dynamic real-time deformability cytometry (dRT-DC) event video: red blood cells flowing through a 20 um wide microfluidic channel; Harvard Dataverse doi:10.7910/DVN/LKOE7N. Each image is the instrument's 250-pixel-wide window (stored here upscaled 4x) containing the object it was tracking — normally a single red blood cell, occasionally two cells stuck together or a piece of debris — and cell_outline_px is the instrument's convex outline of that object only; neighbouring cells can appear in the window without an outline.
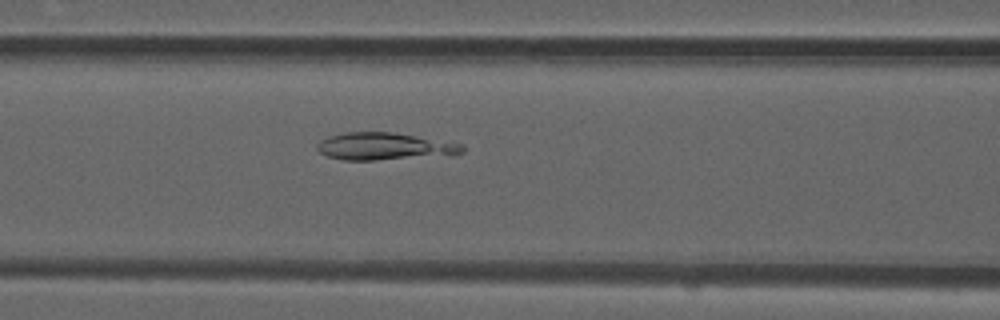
{"species": "common noctule bat (a hibernating species)", "species_latin": "Nyctalus noctula", "temperature_condition": "room temperature", "stored_images_in_passage": 54, "camera_frame_rate_fps": 3000, "um_per_image_px": 0.085, "animal": {"sex": "male", "forearm_length_mm": 52.5}, "frame": {"image": 1, "passage_image": 23, "time_ms": 7.333, "image_size_px": [1000, 320], "cell_outline_px": [[464, 152], [456, 156], [376, 160], [344, 160], [328, 156], [320, 152], [316, 148], [316, 144], [320, 140], [328, 136], [348, 132], [392, 132], [464, 144]], "centroid_in_image_um": [32.76, 12.46], "position_along_channel_um": 133.8, "area_um2": 23.52}}
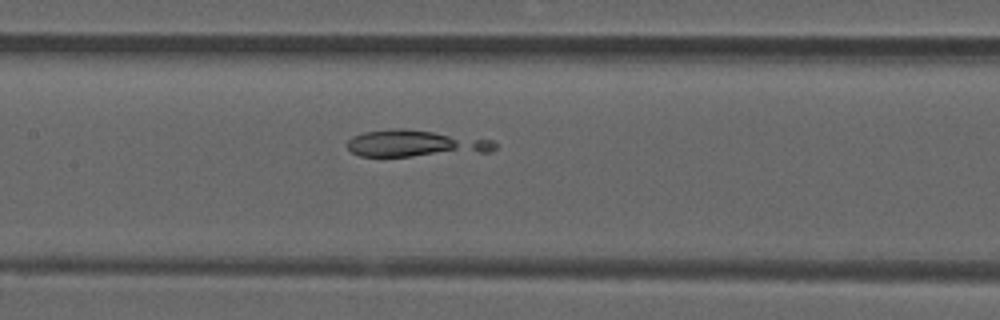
{"frame": {"image": 2, "passage_image": 26, "time_ms": 8.333, "image_size_px": [1000, 320], "cell_outline_px": [[496, 148], [492, 152], [412, 156], [360, 156], [352, 152], [344, 144], [352, 136], [364, 132], [392, 128], [404, 128], [492, 140], [496, 144]], "centroid_in_image_um": [35.27, 12.2], "position_along_channel_um": 172.1, "area_um2": 23.0}}